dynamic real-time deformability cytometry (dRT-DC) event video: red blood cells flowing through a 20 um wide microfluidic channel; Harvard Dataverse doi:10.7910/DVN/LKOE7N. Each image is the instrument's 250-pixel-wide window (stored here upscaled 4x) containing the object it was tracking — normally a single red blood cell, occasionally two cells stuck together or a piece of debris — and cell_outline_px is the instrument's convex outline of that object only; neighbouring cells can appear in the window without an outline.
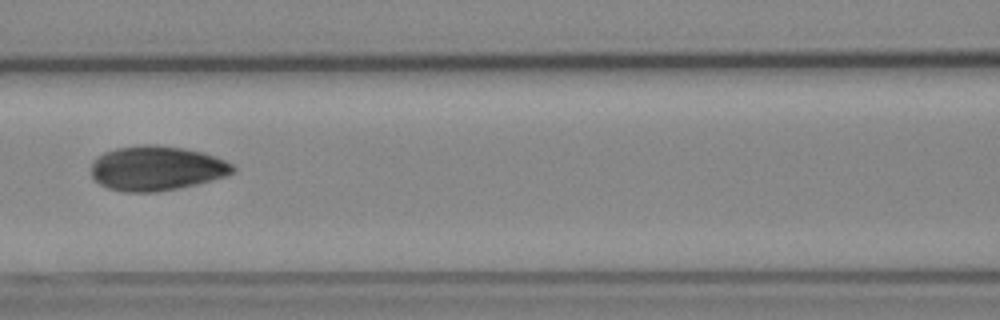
{"species": "Egyptian fruit bat (a non-hibernating species)", "species_latin": "Rousettus aegyptiacus", "temperature_condition": "cold", "stored_images_in_passage": 7, "camera_frame_rate_fps": 3000, "um_per_image_px": 0.085, "animal": {"sex": "female"}, "frame": {"image": 1, "passage_image": 6, "time_ms": 5.667, "image_size_px": [1000, 320], "cell_outline_px": [[236, 168], [232, 172], [224, 176], [196, 184], [180, 188], [156, 192], [124, 192], [108, 188], [100, 184], [92, 176], [92, 160], [96, 156], [104, 152], [116, 148], [140, 144], [156, 144], [184, 148], [204, 152], [224, 160], [232, 164]], "centroid_in_image_um": [13.27, 14.29], "position_along_channel_um": 153.3, "area_um2": 36.99}}